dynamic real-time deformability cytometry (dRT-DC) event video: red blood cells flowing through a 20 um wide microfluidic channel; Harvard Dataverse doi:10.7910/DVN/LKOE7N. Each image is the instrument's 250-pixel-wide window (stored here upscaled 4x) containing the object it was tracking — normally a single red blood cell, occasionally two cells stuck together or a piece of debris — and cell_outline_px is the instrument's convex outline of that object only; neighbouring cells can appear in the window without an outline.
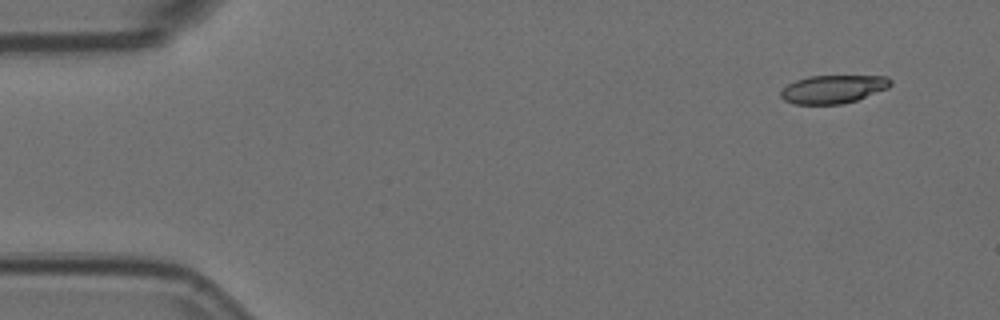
{"species": "Egyptian fruit bat (a non-hibernating species)", "species_latin": "Rousettus aegyptiacus", "temperature_condition": "room temperature", "stored_images_in_passage": 4, "camera_frame_rate_fps": 3000, "um_per_image_px": 0.085, "animal": {"sex": "female"}, "frame": {"image": 1, "passage_image": 1, "time_ms": 0.0, "image_size_px": [1000, 320], "cell_outline_px": [[892, 84], [888, 88], [856, 100], [840, 104], [796, 104], [784, 100], [780, 96], [780, 92], [788, 84], [796, 80], [808, 76], [888, 76], [892, 80]], "centroid_in_image_um": [70.83, 7.57], "position_along_channel_um": 14.2, "area_um2": 17.98}}
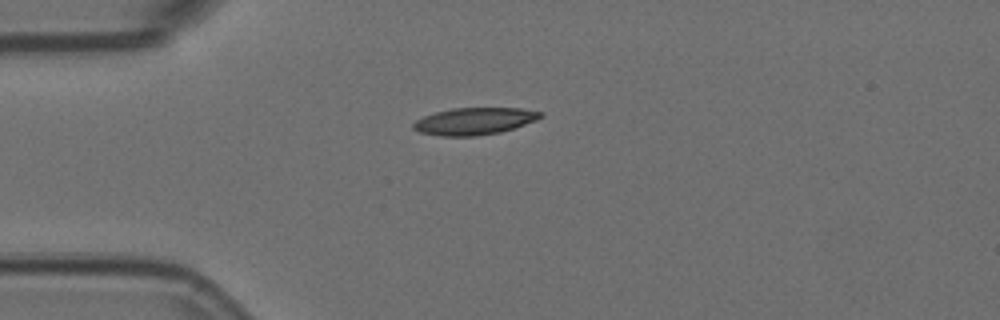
{"frame": {"image": 2, "passage_image": 4, "time_ms": 1.0, "image_size_px": [1000, 320], "cell_outline_px": [[544, 116], [536, 120], [500, 132], [476, 136], [440, 136], [420, 132], [412, 128], [412, 124], [416, 120], [424, 116], [436, 112], [452, 108], [520, 108], [544, 112]], "centroid_in_image_um": [40.32, 10.29], "position_along_channel_um": 44.7, "area_um2": 20.0}}